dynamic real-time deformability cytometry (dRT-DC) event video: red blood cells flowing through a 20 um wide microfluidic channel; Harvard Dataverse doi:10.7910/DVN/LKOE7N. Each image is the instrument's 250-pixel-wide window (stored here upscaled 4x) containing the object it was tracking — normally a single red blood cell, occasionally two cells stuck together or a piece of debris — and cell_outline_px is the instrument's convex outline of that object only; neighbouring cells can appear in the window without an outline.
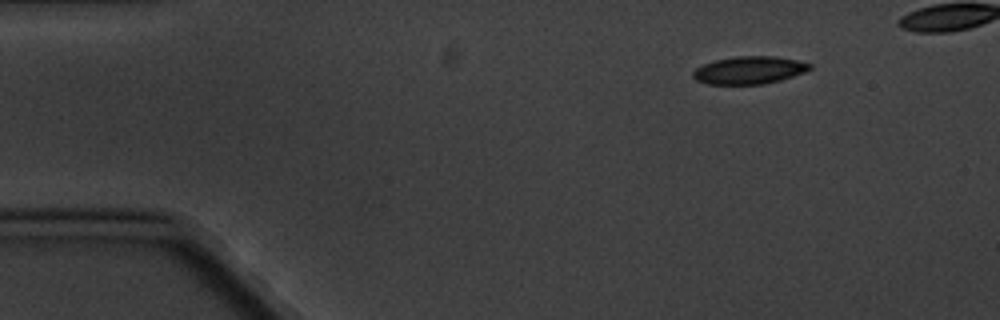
{"species": "common noctule bat (a hibernating species)", "species_latin": "Nyctalus noctula", "temperature_condition": "cold", "stored_images_in_passage": 6, "camera_frame_rate_fps": 3000, "um_per_image_px": 0.085, "animal": {"sex": "male", "body_mass_g": 20.1, "forearm_length_mm": 53.5}, "frame": {"image": 1, "passage_image": 1, "time_ms": 0.0, "image_size_px": [1000, 320], "cell_outline_px": [[812, 68], [804, 72], [780, 80], [764, 84], [708, 84], [696, 80], [692, 76], [692, 72], [696, 68], [704, 64], [716, 60], [736, 56], [772, 56], [796, 60], [812, 64]], "centroid_in_image_um": [63.67, 5.96], "position_along_channel_um": 21.3, "area_um2": 18.67}}